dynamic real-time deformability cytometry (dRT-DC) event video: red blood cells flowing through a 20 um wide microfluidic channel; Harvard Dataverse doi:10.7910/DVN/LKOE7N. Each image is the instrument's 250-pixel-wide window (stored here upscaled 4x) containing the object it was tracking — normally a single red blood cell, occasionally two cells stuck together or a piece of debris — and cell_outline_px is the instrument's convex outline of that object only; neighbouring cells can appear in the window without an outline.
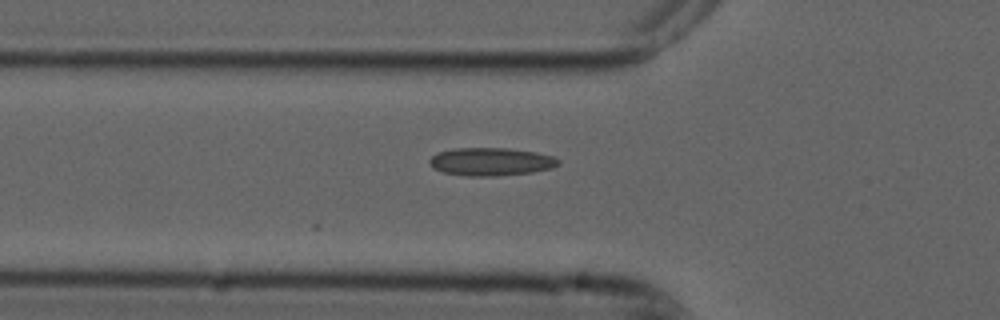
{"species": "common noctule bat (a hibernating species)", "species_latin": "Nyctalus noctula", "temperature_condition": "cold", "stored_images_in_passage": 7, "camera_frame_rate_fps": 3000, "um_per_image_px": 0.085, "animal": {"sex": "male", "forearm_length_mm": 52.5}, "frame": {"image": 1, "passage_image": 2, "time_ms": 0.333, "image_size_px": [1000, 320], "cell_outline_px": [[560, 164], [552, 168], [532, 172], [496, 176], [468, 176], [444, 172], [432, 168], [428, 160], [436, 152], [456, 148], [508, 148], [536, 152], [552, 156], [560, 160]], "centroid_in_image_um": [41.72, 13.74], "position_along_channel_um": 84.1, "area_um2": 21.1}}
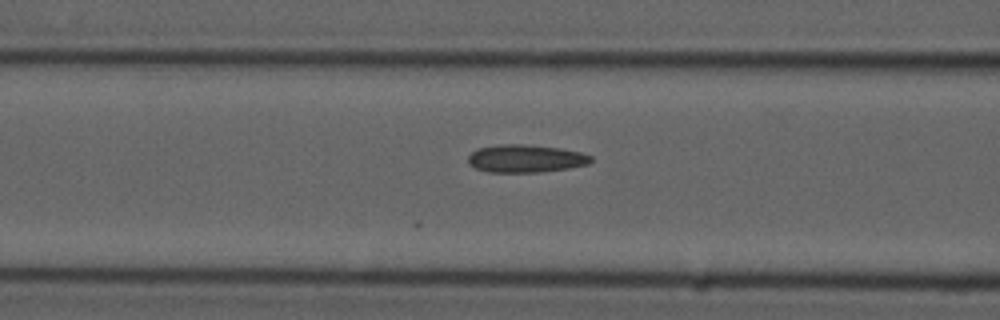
{"frame": {"image": 2, "passage_image": 5, "time_ms": 1.333, "image_size_px": [1000, 320], "cell_outline_px": [[592, 160], [588, 164], [568, 168], [540, 172], [488, 172], [476, 168], [468, 164], [468, 156], [476, 148], [500, 144], [524, 144], [560, 148], [580, 152], [592, 156]], "centroid_in_image_um": [44.65, 13.47], "position_along_channel_um": 121.9, "area_um2": 19.94}}